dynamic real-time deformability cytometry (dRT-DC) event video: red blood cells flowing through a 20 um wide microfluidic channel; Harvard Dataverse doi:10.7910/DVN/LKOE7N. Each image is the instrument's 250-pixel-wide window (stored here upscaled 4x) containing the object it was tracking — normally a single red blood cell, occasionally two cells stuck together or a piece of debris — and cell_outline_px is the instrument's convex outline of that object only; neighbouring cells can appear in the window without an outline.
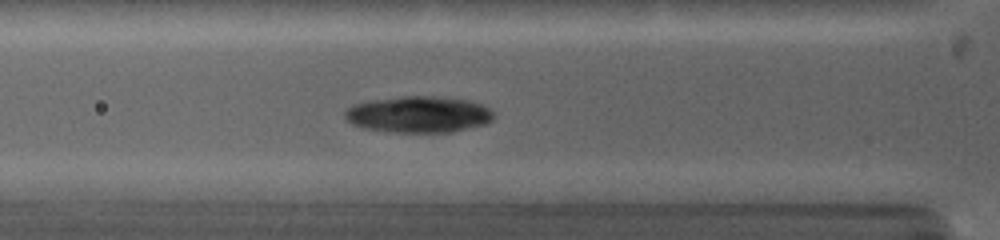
{"species": "common noctule bat (a hibernating species)", "species_latin": "Nyctalus noctula", "temperature_condition": "warm", "stored_images_in_passage": 32, "camera_frame_rate_fps": 5000, "um_per_image_px": 0.085, "animal": {"sex": "female", "body_mass_g": 19.0, "forearm_length_mm": 53.3}, "frame": {"image": 1, "passage_image": 11, "time_ms": 3.4, "image_size_px": [1000, 240], "cell_outline_px": [[492, 120], [488, 124], [452, 132], [396, 132], [364, 128], [352, 124], [344, 116], [344, 112], [352, 104], [372, 100], [404, 96], [432, 96], [468, 100], [480, 104], [488, 108], [492, 112]], "centroid_in_image_um": [35.58, 9.73], "position_along_channel_um": 90.2, "area_um2": 31.44}}
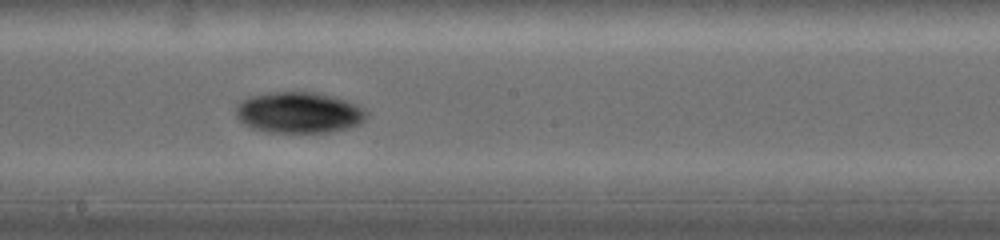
{"frame": {"image": 2, "passage_image": 21, "time_ms": 6.6, "image_size_px": [1000, 240], "cell_outline_px": [[368, 116], [360, 124], [348, 128], [332, 132], [264, 132], [252, 128], [244, 124], [236, 116], [236, 104], [248, 96], [268, 92], [316, 92], [348, 100], [364, 108], [368, 112]], "centroid_in_image_um": [25.41, 9.56], "position_along_channel_um": 222.8, "area_um2": 31.67}}
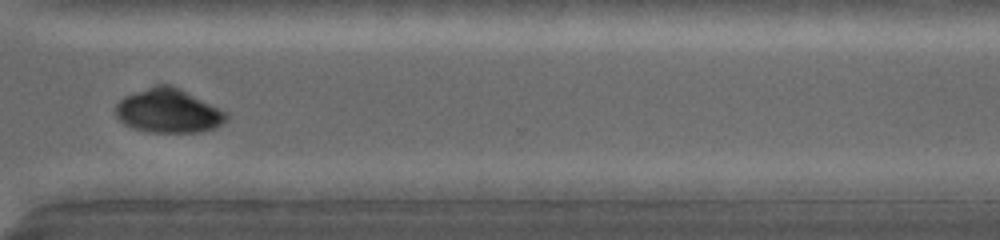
{"frame": {"image": 3, "passage_image": 29, "time_ms": 9.8, "image_size_px": [1000, 240], "cell_outline_px": [[228, 120], [216, 128], [200, 132], [148, 132], [124, 124], [116, 116], [116, 104], [124, 96], [156, 84], [172, 84], [228, 112]], "centroid_in_image_um": [14.35, 9.42], "position_along_channel_um": 356.3, "area_um2": 28.55}}